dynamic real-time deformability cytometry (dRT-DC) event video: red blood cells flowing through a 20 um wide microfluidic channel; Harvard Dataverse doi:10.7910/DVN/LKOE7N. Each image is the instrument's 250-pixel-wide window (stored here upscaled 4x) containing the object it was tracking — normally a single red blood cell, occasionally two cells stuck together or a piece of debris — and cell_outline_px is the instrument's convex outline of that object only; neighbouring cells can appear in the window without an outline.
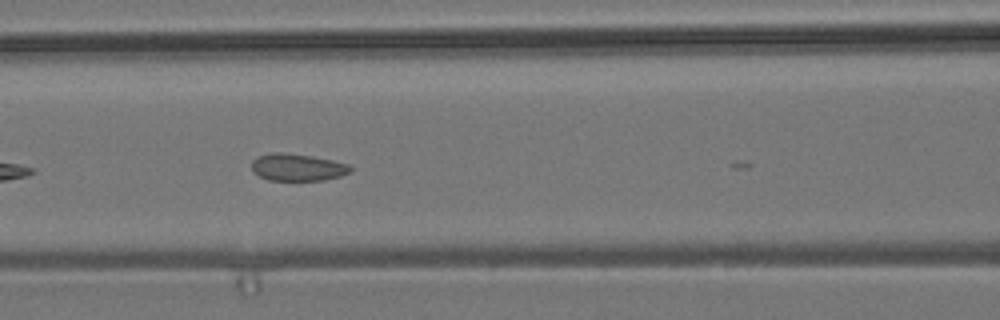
{"species": "common noctule bat (a hibernating species)", "species_latin": "Nyctalus noctula", "temperature_condition": "room temperature", "stored_images_in_passage": 13, "camera_frame_rate_fps": 3000, "um_per_image_px": 0.085, "animal": {"sex": "male", "body_mass_g": 19.2, "forearm_length_mm": 51.8}, "frame": {"image": 1, "passage_image": 10, "time_ms": 3.0, "image_size_px": [1000, 320], "cell_outline_px": [[352, 172], [340, 176], [324, 180], [268, 180], [252, 172], [252, 160], [260, 156], [272, 152], [280, 152], [312, 156], [332, 160], [348, 164], [352, 168]], "centroid_in_image_um": [25.29, 14.22], "position_along_channel_um": 141.3, "area_um2": 15.61}}